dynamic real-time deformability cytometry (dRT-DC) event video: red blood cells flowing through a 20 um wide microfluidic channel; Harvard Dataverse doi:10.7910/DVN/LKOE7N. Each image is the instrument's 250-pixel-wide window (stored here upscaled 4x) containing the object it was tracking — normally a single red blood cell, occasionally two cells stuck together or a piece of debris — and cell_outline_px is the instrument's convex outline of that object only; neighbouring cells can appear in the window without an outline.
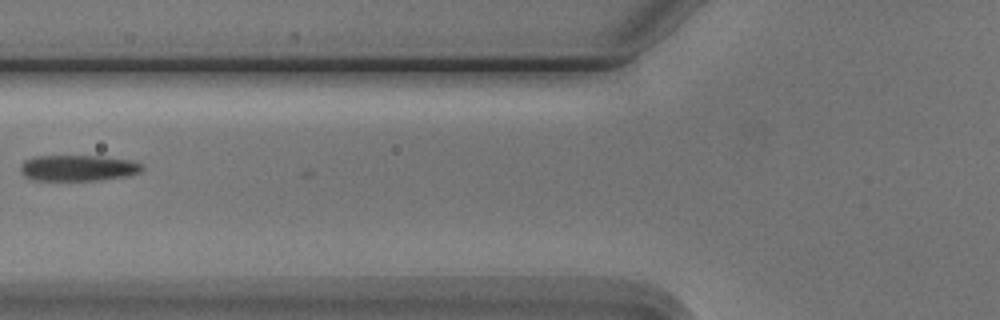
{"species": "Egyptian fruit bat (a non-hibernating species)", "species_latin": "Rousettus aegyptiacus", "temperature_condition": "cold", "stored_images_in_passage": 5, "camera_frame_rate_fps": 3000, "um_per_image_px": 0.085, "animal": {"sex": "male"}, "frame": {"image": 1, "passage_image": 5, "time_ms": 4.667, "image_size_px": [1000, 320], "cell_outline_px": [[144, 168], [140, 172], [128, 176], [100, 180], [32, 180], [24, 176], [20, 172], [20, 164], [24, 160], [32, 156], [104, 156], [132, 160], [140, 164]], "centroid_in_image_um": [6.61, 14.27], "position_along_channel_um": 119.2, "area_um2": 18.67}}